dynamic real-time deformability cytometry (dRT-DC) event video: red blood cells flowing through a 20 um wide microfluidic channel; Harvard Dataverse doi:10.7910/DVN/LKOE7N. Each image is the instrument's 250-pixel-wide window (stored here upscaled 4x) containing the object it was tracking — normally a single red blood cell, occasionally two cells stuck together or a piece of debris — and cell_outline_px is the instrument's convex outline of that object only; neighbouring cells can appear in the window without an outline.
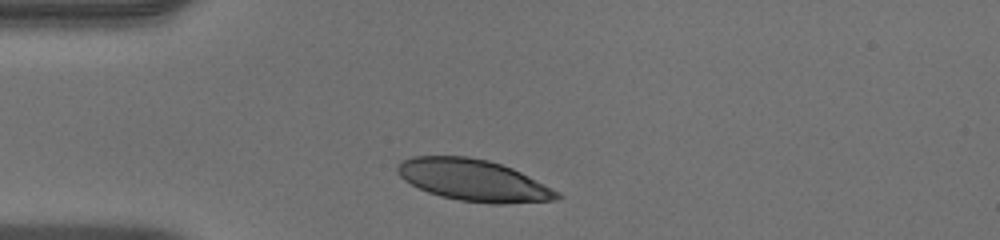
{"species": "human", "species_latin": "Homo sapiens", "temperature_condition": "warm", "stored_images_in_passage": 30, "camera_frame_rate_fps": 3000, "um_per_image_px": 0.085, "donor": {"sex": "male"}, "frame": {"image": 1, "passage_image": 1, "time_ms": 0.0, "image_size_px": [1000, 240], "cell_outline_px": [[564, 196], [556, 200], [504, 204], [488, 204], [460, 200], [440, 196], [428, 192], [404, 180], [396, 172], [396, 168], [404, 160], [412, 156], [468, 156], [488, 160], [512, 168], [560, 192]], "centroid_in_image_um": [40.27, 15.33], "position_along_channel_um": 44.7, "area_um2": 38.61}}
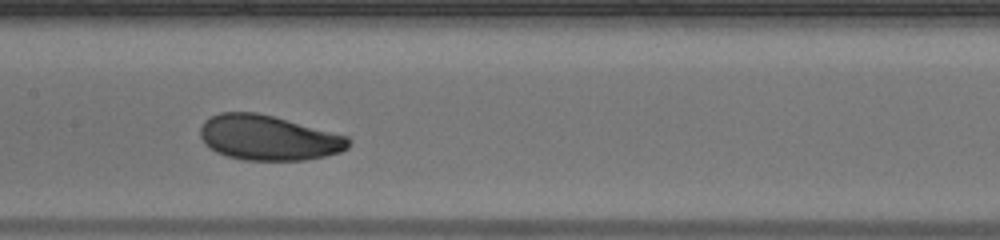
{"frame": {"image": 2, "passage_image": 13, "time_ms": 4.0, "image_size_px": [1000, 240], "cell_outline_px": [[352, 140], [348, 148], [340, 152], [324, 156], [304, 160], [244, 160], [228, 156], [216, 152], [204, 144], [200, 136], [200, 128], [204, 120], [220, 112], [256, 112], [272, 116], [348, 136]], "centroid_in_image_um": [22.8, 11.71], "position_along_channel_um": 184.6, "area_um2": 38.84}}
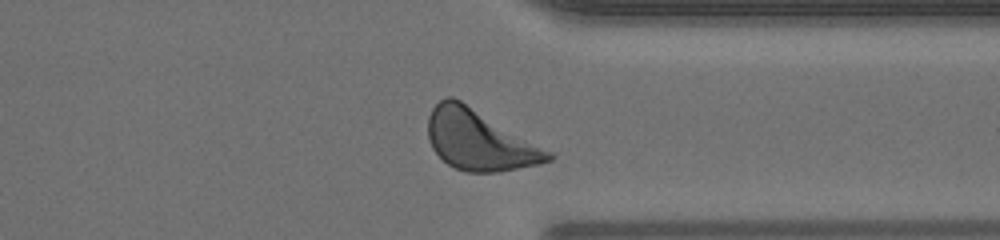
{"frame": {"image": 3, "passage_image": 27, "time_ms": 8.667, "image_size_px": [1000, 240], "cell_outline_px": [[556, 156], [552, 160], [536, 164], [500, 172], [464, 172], [448, 164], [432, 148], [428, 140], [428, 116], [432, 108], [440, 100], [448, 96], [452, 96], [460, 100], [552, 152]], "centroid_in_image_um": [40.73, 11.92], "position_along_channel_um": 370.7, "area_um2": 41.79}, "authors_computed_cell_mechanics": {"area_um2": 38.8705, "velocity_mm_per_s": 4.0294, "shape_relaxation_time_tau1_ms": 2.8342, "shape_relaxation_time_tau2_ms": null, "deformation_change_tau1": 0.1171, "deformation_change_tau2": null}}